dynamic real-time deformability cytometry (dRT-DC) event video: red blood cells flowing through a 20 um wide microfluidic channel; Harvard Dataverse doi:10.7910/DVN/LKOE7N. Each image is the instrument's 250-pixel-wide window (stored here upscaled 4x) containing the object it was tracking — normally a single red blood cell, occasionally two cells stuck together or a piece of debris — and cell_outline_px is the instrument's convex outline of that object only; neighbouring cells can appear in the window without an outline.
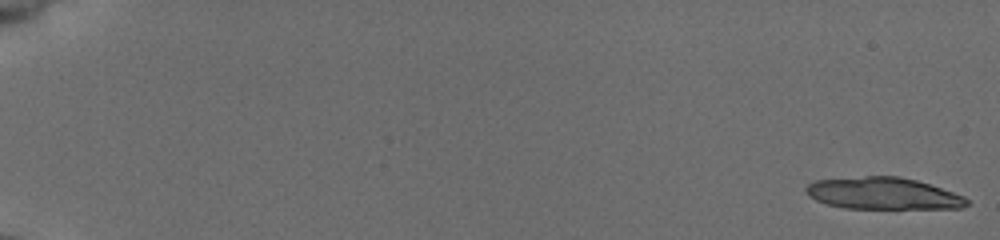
{"species": "common noctule bat (a hibernating species)", "species_latin": "Nyctalus noctula", "temperature_condition": "cold", "stored_images_in_passage": 23, "camera_frame_rate_fps": 3000, "um_per_image_px": 0.085, "animal": {"sex": "female", "body_mass_g": 19.5, "forearm_length_mm": 54.1}, "frame": {"image": 1, "passage_image": 1, "time_ms": 0.0, "image_size_px": [1000, 240], "cell_outline_px": [[968, 204], [964, 208], [844, 208], [828, 204], [816, 200], [808, 196], [804, 192], [804, 188], [808, 184], [816, 180], [864, 176], [896, 176], [916, 180], [964, 196], [968, 200]], "centroid_in_image_um": [75.02, 16.44], "position_along_channel_um": 10.0, "area_um2": 29.71}}
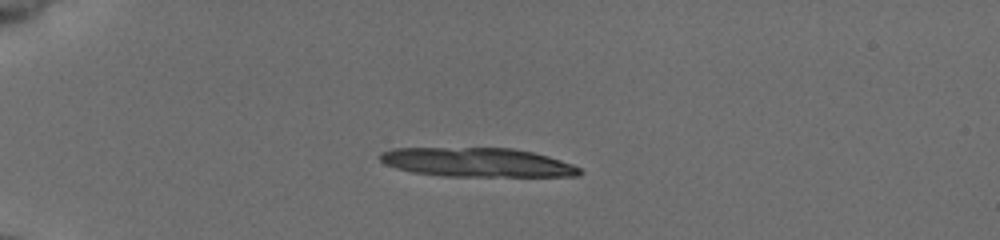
{"frame": {"image": 2, "passage_image": 15, "time_ms": 4.667, "image_size_px": [1000, 240], "cell_outline_px": [[584, 172], [580, 176], [444, 176], [412, 172], [396, 168], [384, 164], [376, 156], [380, 152], [392, 148], [512, 148], [532, 152], [548, 156], [572, 164], [580, 168]], "centroid_in_image_um": [40.52, 13.8], "position_along_channel_um": 44.5, "area_um2": 33.99}}